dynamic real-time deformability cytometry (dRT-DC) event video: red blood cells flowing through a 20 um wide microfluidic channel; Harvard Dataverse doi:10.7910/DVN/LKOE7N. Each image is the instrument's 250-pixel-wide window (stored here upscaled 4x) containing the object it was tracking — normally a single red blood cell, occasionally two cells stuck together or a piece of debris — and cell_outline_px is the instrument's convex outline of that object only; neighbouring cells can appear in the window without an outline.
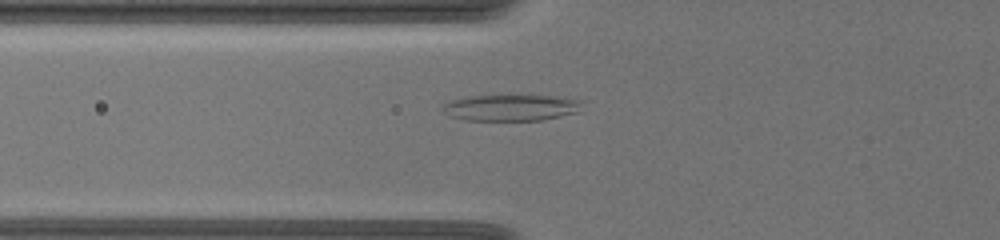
{"species": "common noctule bat (a hibernating species)", "species_latin": "Nyctalus noctula", "temperature_condition": "warm", "stored_images_in_passage": 49, "camera_frame_rate_fps": 3000, "um_per_image_px": 0.085, "animal": {"sex": "female", "body_mass_g": 19.5, "forearm_length_mm": 54.1}, "frame": {"image": 1, "passage_image": 14, "time_ms": 4.333, "image_size_px": [1000, 240], "cell_outline_px": [[584, 100], [576, 112], [544, 120], [464, 120], [448, 116], [440, 108], [444, 104], [452, 100], [468, 96], [556, 96]], "centroid_in_image_um": [43.4, 9.15], "position_along_channel_um": 82.4, "area_um2": 21.27}}
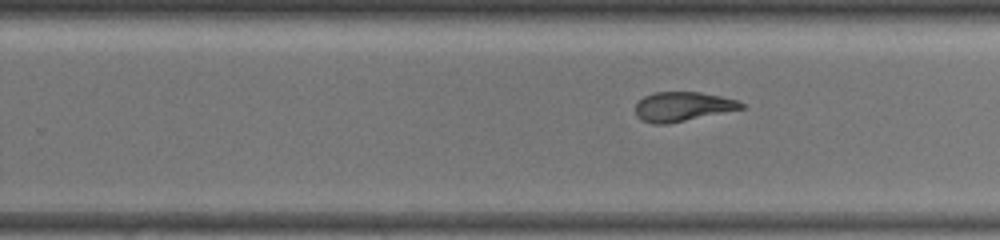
{"frame": {"image": 2, "passage_image": 30, "time_ms": 9.667, "image_size_px": [1000, 240], "cell_outline_px": [[744, 108], [668, 124], [652, 124], [640, 120], [636, 116], [636, 104], [644, 96], [652, 92], [700, 92], [720, 96], [736, 100], [744, 104]], "centroid_in_image_um": [57.98, 9.06], "position_along_channel_um": 271.8, "area_um2": 18.09}}
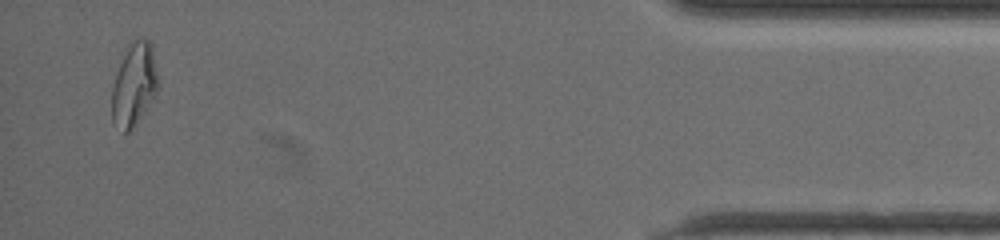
{"frame": {"image": 3, "passage_image": 48, "time_ms": 15.667, "image_size_px": [1000, 240], "cell_outline_px": [[156, 92], [132, 128], [128, 132], [124, 132], [112, 124], [112, 88], [120, 64], [128, 44], [132, 40], [148, 40], [152, 44], [156, 72]], "centroid_in_image_um": [11.36, 7.19], "position_along_channel_um": 423.8, "area_um2": 21.5}}